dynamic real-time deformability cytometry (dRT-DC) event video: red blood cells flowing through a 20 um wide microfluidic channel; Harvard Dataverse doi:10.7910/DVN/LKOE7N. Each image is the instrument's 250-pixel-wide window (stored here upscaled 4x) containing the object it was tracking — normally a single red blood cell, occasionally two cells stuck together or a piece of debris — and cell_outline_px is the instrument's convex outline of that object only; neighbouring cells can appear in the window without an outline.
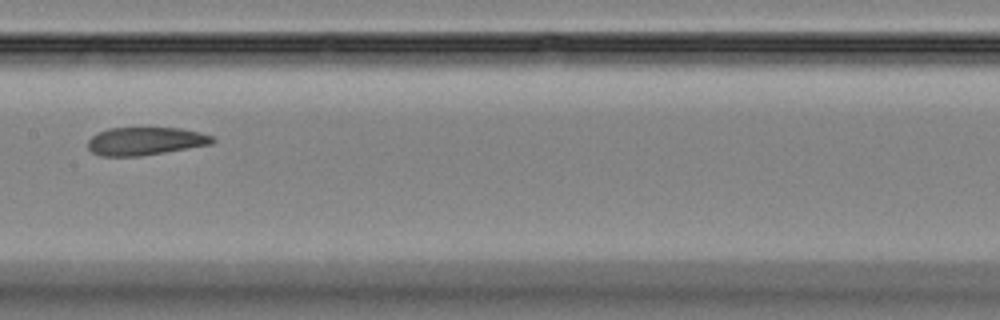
{"species": "Egyptian fruit bat (a non-hibernating species)", "species_latin": "Rousettus aegyptiacus", "temperature_condition": "room temperature", "stored_images_in_passage": 10, "camera_frame_rate_fps": 3000, "um_per_image_px": 0.085, "animal": {"sex": "female"}, "frame": {"image": 1, "passage_image": 7, "time_ms": 2.0, "image_size_px": [1000, 320], "cell_outline_px": [[216, 140], [212, 144], [140, 156], [100, 156], [92, 152], [88, 148], [88, 140], [96, 132], [108, 128], [180, 128], [200, 132], [212, 136]], "centroid_in_image_um": [12.33, 11.99], "position_along_channel_um": 195.1, "area_um2": 20.35}}
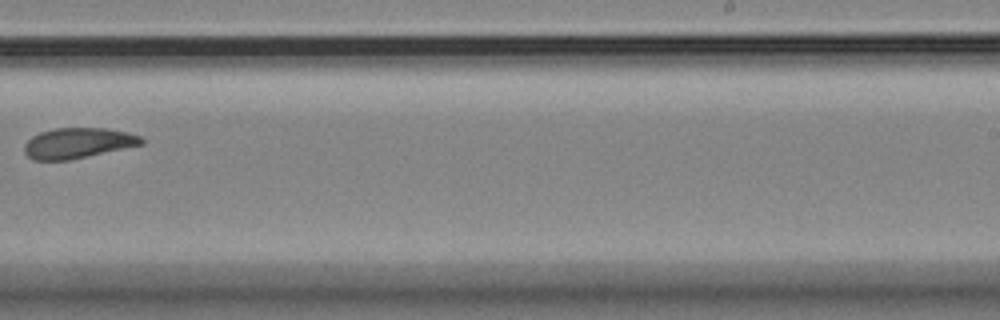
{"frame": {"image": 2, "passage_image": 9, "time_ms": 2.667, "image_size_px": [1000, 320], "cell_outline_px": [[144, 144], [68, 160], [32, 160], [24, 152], [24, 144], [32, 136], [40, 132], [56, 128], [104, 128], [124, 132], [140, 136], [144, 140]], "centroid_in_image_um": [6.58, 12.16], "position_along_channel_um": 282.4, "area_um2": 20.58}}
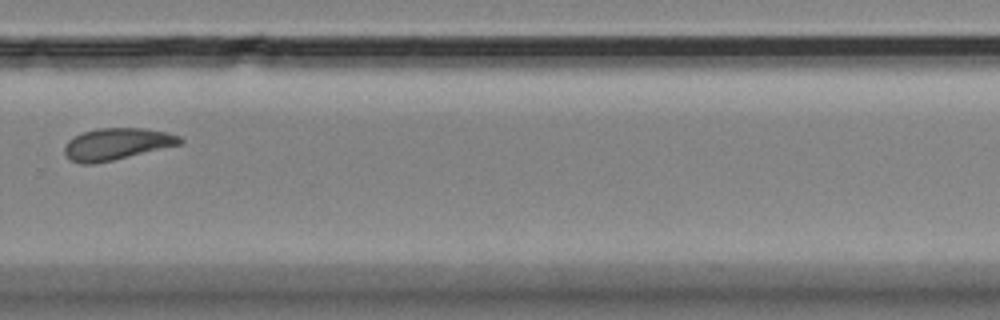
{"frame": {"image": 3, "passage_image": 10, "time_ms": 3.0, "image_size_px": [1000, 320], "cell_outline_px": [[184, 140], [180, 144], [112, 160], [92, 164], [80, 164], [68, 160], [64, 156], [64, 148], [68, 140], [84, 132], [100, 128], [144, 128], [168, 132], [180, 136]], "centroid_in_image_um": [9.89, 12.24], "position_along_channel_um": 319.9, "area_um2": 21.27}}